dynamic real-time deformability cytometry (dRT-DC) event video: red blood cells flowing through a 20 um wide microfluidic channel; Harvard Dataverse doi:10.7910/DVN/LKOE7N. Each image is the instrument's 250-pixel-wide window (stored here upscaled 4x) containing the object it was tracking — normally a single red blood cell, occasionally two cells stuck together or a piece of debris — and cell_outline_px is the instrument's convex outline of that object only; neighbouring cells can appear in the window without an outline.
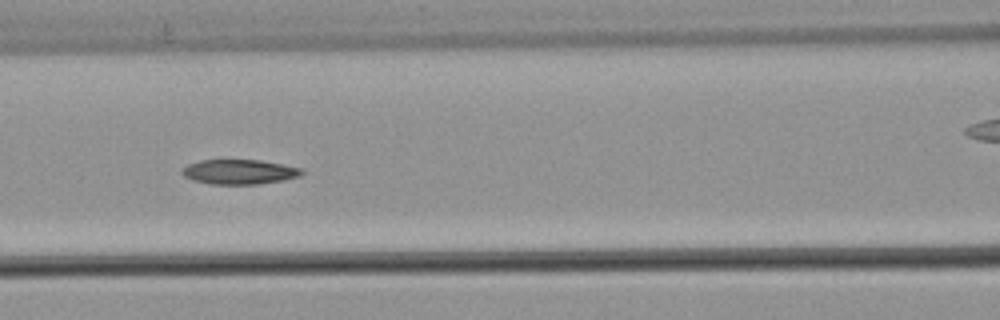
{"species": "common noctule bat (a hibernating species)", "species_latin": "Nyctalus noctula", "temperature_condition": "warm", "stored_images_in_passage": 8, "camera_frame_rate_fps": 3000, "um_per_image_px": 0.085, "animal": {"sex": "male", "body_mass_g": 21.5, "forearm_length_mm": 52.0}, "frame": {"image": 1, "passage_image": 6, "time_ms": 1.667, "image_size_px": [1000, 320], "cell_outline_px": [[304, 172], [300, 176], [284, 180], [256, 184], [212, 184], [192, 180], [184, 176], [180, 172], [188, 164], [200, 160], [260, 160], [304, 168]], "centroid_in_image_um": [20.37, 14.6], "position_along_channel_um": 146.2, "area_um2": 17.28}}